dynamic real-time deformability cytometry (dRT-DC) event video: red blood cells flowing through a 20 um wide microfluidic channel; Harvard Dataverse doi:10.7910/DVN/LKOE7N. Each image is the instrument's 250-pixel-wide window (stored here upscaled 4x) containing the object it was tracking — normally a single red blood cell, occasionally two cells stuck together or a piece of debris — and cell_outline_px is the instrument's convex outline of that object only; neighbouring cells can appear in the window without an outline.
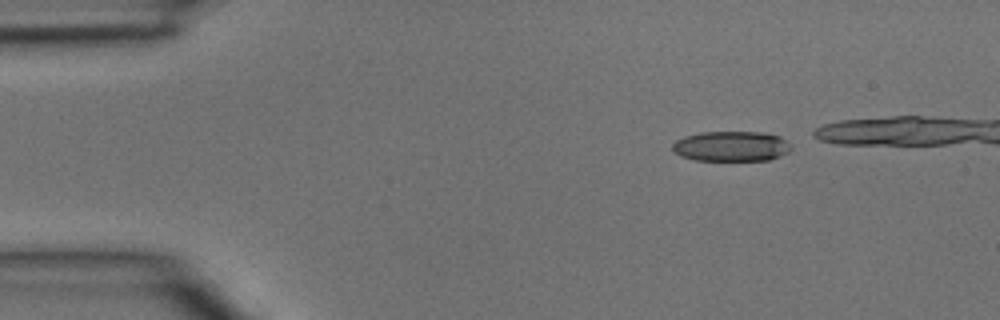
{"species": "common noctule bat (a hibernating species)", "species_latin": "Nyctalus noctula", "temperature_condition": "room temperature", "stored_images_in_passage": 6, "camera_frame_rate_fps": 3000, "um_per_image_px": 0.085, "animal": {"sex": "male", "body_mass_g": 15.6}, "frame": {"image": 1, "passage_image": 1, "time_ms": 0.0, "image_size_px": [1000, 320], "cell_outline_px": [[792, 148], [788, 152], [780, 156], [768, 160], [696, 160], [680, 156], [672, 148], [672, 144], [676, 140], [684, 136], [700, 132], [764, 132], [780, 136], [788, 140]], "centroid_in_image_um": [62.18, 12.42], "position_along_channel_um": 22.8, "area_um2": 20.98}}